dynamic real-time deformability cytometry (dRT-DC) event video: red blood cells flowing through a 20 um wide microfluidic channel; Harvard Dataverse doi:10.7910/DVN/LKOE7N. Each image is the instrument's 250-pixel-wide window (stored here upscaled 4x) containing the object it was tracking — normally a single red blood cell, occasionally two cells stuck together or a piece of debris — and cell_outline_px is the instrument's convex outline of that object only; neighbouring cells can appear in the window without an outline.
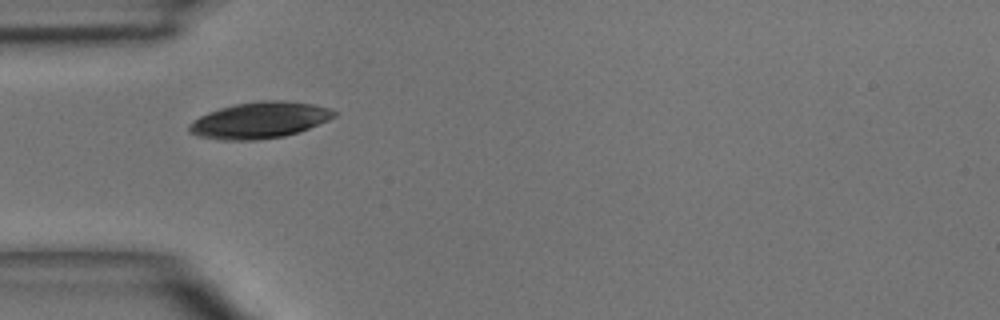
{"species": "common noctule bat (a hibernating species)", "species_latin": "Nyctalus noctula", "temperature_condition": "room temperature", "stored_images_in_passage": 4, "camera_frame_rate_fps": 3000, "um_per_image_px": 0.085, "animal": {"sex": "male", "body_mass_g": 15.6}, "frame": {"image": 1, "passage_image": 4, "time_ms": 3.667, "image_size_px": [1000, 320], "cell_outline_px": [[336, 116], [328, 120], [308, 128], [284, 136], [256, 140], [220, 140], [200, 136], [188, 132], [188, 124], [200, 116], [208, 112], [220, 108], [236, 104], [260, 100], [284, 100], [312, 104], [332, 108], [336, 112]], "centroid_in_image_um": [22.06, 10.21], "position_along_channel_um": 62.9, "area_um2": 30.58}}